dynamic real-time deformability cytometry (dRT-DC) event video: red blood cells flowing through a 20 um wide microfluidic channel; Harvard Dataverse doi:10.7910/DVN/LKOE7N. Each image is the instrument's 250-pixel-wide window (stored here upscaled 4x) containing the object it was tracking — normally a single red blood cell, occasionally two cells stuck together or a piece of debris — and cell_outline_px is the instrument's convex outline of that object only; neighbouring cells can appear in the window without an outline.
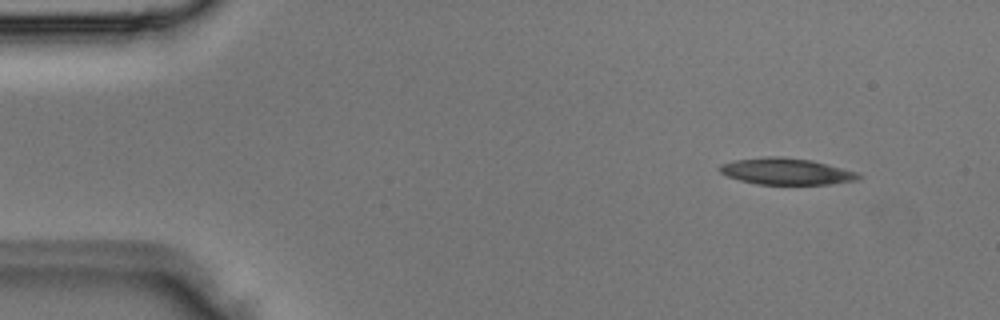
{"species": "Egyptian fruit bat (a non-hibernating species)", "species_latin": "Rousettus aegyptiacus", "temperature_condition": "room temperature", "stored_images_in_passage": 3, "camera_frame_rate_fps": 3000, "um_per_image_px": 0.085, "animal": {"sex": "male"}, "frame": {"image": 1, "passage_image": 1, "time_ms": 0.0, "image_size_px": [1000, 320], "cell_outline_px": [[860, 176], [856, 180], [832, 184], [756, 184], [740, 180], [728, 176], [720, 172], [716, 168], [720, 164], [732, 160], [764, 156], [780, 156], [812, 160], [856, 172]], "centroid_in_image_um": [66.75, 14.55], "position_along_channel_um": 18.3, "area_um2": 21.44}}
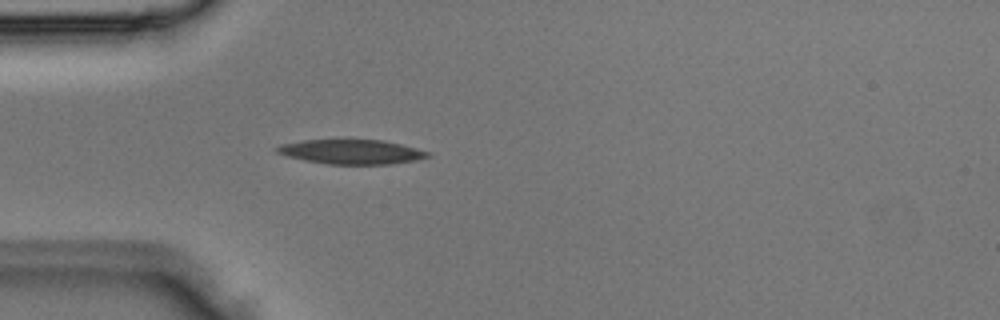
{"frame": {"image": 2, "passage_image": 3, "time_ms": 0.667, "image_size_px": [1000, 320], "cell_outline_px": [[432, 156], [416, 160], [392, 164], [328, 164], [304, 160], [288, 156], [276, 152], [272, 148], [280, 144], [304, 140], [384, 140], [432, 152]], "centroid_in_image_um": [29.89, 12.9], "position_along_channel_um": 55.1, "area_um2": 21.62}}